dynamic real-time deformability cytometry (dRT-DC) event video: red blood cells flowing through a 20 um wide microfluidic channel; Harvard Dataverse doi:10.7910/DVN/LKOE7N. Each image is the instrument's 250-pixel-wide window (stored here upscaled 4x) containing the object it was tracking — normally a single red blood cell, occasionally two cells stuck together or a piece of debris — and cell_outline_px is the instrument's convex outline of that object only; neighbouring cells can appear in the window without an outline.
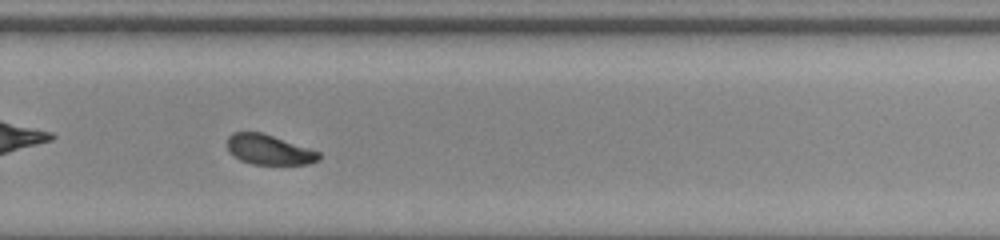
{"species": "common noctule bat (a hibernating species)", "species_latin": "Nyctalus noctula", "temperature_condition": "room temperature", "stored_images_in_passage": 36, "camera_frame_rate_fps": 3000, "um_per_image_px": 0.085, "animal": {"sex": "male", "body_mass_g": 20.0, "forearm_length_mm": 53.3}, "frame": {"image": 1, "passage_image": 26, "time_ms": 8.333, "image_size_px": [1000, 240], "cell_outline_px": [[320, 160], [308, 164], [252, 164], [240, 160], [228, 152], [228, 136], [232, 132], [260, 132], [320, 152]], "centroid_in_image_um": [22.84, 12.73], "position_along_channel_um": 307.0, "area_um2": 15.84}, "authors_computed_cell_mechanics": {"area_um2": 16.5886, "velocity_mm_per_s": 3.8722, "shape_relaxation_time_tau1_ms": 2.2923, "shape_relaxation_time_tau2_ms": null, "deformation_change_tau1": 0.1153, "deformation_change_tau2": null}}